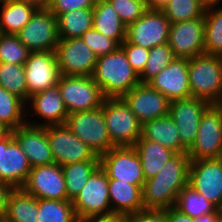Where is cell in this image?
Returning a JSON list of instances; mask_svg holds the SVG:
<instances>
[{
	"label": "cell",
	"mask_w": 222,
	"mask_h": 222,
	"mask_svg": "<svg viewBox=\"0 0 222 222\" xmlns=\"http://www.w3.org/2000/svg\"><path fill=\"white\" fill-rule=\"evenodd\" d=\"M58 87L69 114L96 109L105 99L92 76L61 75Z\"/></svg>",
	"instance_id": "52a82bcc"
},
{
	"label": "cell",
	"mask_w": 222,
	"mask_h": 222,
	"mask_svg": "<svg viewBox=\"0 0 222 222\" xmlns=\"http://www.w3.org/2000/svg\"><path fill=\"white\" fill-rule=\"evenodd\" d=\"M171 22L162 10L147 9L126 29V40L129 43L151 49L168 43Z\"/></svg>",
	"instance_id": "8fae6325"
},
{
	"label": "cell",
	"mask_w": 222,
	"mask_h": 222,
	"mask_svg": "<svg viewBox=\"0 0 222 222\" xmlns=\"http://www.w3.org/2000/svg\"><path fill=\"white\" fill-rule=\"evenodd\" d=\"M55 52L61 75L92 76L98 57L82 38L60 39Z\"/></svg>",
	"instance_id": "4fadbf2b"
},
{
	"label": "cell",
	"mask_w": 222,
	"mask_h": 222,
	"mask_svg": "<svg viewBox=\"0 0 222 222\" xmlns=\"http://www.w3.org/2000/svg\"><path fill=\"white\" fill-rule=\"evenodd\" d=\"M72 204L78 220L113 213L109 200L108 176L100 165L90 175Z\"/></svg>",
	"instance_id": "ba28073f"
},
{
	"label": "cell",
	"mask_w": 222,
	"mask_h": 222,
	"mask_svg": "<svg viewBox=\"0 0 222 222\" xmlns=\"http://www.w3.org/2000/svg\"><path fill=\"white\" fill-rule=\"evenodd\" d=\"M169 0H151V9L161 10Z\"/></svg>",
	"instance_id": "f907efd6"
},
{
	"label": "cell",
	"mask_w": 222,
	"mask_h": 222,
	"mask_svg": "<svg viewBox=\"0 0 222 222\" xmlns=\"http://www.w3.org/2000/svg\"><path fill=\"white\" fill-rule=\"evenodd\" d=\"M141 1H143L148 6V9H151V0H141Z\"/></svg>",
	"instance_id": "db71d44e"
},
{
	"label": "cell",
	"mask_w": 222,
	"mask_h": 222,
	"mask_svg": "<svg viewBox=\"0 0 222 222\" xmlns=\"http://www.w3.org/2000/svg\"><path fill=\"white\" fill-rule=\"evenodd\" d=\"M99 158L100 166L108 179L122 180L137 186L144 185L145 175L142 164L133 146L111 148Z\"/></svg>",
	"instance_id": "7c38bea8"
},
{
	"label": "cell",
	"mask_w": 222,
	"mask_h": 222,
	"mask_svg": "<svg viewBox=\"0 0 222 222\" xmlns=\"http://www.w3.org/2000/svg\"><path fill=\"white\" fill-rule=\"evenodd\" d=\"M127 217L128 222H167L166 209L144 208Z\"/></svg>",
	"instance_id": "ee69618b"
},
{
	"label": "cell",
	"mask_w": 222,
	"mask_h": 222,
	"mask_svg": "<svg viewBox=\"0 0 222 222\" xmlns=\"http://www.w3.org/2000/svg\"><path fill=\"white\" fill-rule=\"evenodd\" d=\"M148 84L170 101L191 97L188 79V59L175 58Z\"/></svg>",
	"instance_id": "603a6c76"
},
{
	"label": "cell",
	"mask_w": 222,
	"mask_h": 222,
	"mask_svg": "<svg viewBox=\"0 0 222 222\" xmlns=\"http://www.w3.org/2000/svg\"><path fill=\"white\" fill-rule=\"evenodd\" d=\"M167 222H194V218L181 213L175 207L166 209Z\"/></svg>",
	"instance_id": "bcb514c9"
},
{
	"label": "cell",
	"mask_w": 222,
	"mask_h": 222,
	"mask_svg": "<svg viewBox=\"0 0 222 222\" xmlns=\"http://www.w3.org/2000/svg\"><path fill=\"white\" fill-rule=\"evenodd\" d=\"M96 0H51L48 9L57 17L76 9L93 8Z\"/></svg>",
	"instance_id": "7bdbcfd3"
},
{
	"label": "cell",
	"mask_w": 222,
	"mask_h": 222,
	"mask_svg": "<svg viewBox=\"0 0 222 222\" xmlns=\"http://www.w3.org/2000/svg\"><path fill=\"white\" fill-rule=\"evenodd\" d=\"M16 1L30 3L36 6L37 8H48L51 3V0H16Z\"/></svg>",
	"instance_id": "681fc988"
},
{
	"label": "cell",
	"mask_w": 222,
	"mask_h": 222,
	"mask_svg": "<svg viewBox=\"0 0 222 222\" xmlns=\"http://www.w3.org/2000/svg\"><path fill=\"white\" fill-rule=\"evenodd\" d=\"M26 102L0 86V122L10 131L26 124Z\"/></svg>",
	"instance_id": "4dcf8cb0"
},
{
	"label": "cell",
	"mask_w": 222,
	"mask_h": 222,
	"mask_svg": "<svg viewBox=\"0 0 222 222\" xmlns=\"http://www.w3.org/2000/svg\"><path fill=\"white\" fill-rule=\"evenodd\" d=\"M140 158L145 180L155 177L176 152L142 136L133 145Z\"/></svg>",
	"instance_id": "4316f807"
},
{
	"label": "cell",
	"mask_w": 222,
	"mask_h": 222,
	"mask_svg": "<svg viewBox=\"0 0 222 222\" xmlns=\"http://www.w3.org/2000/svg\"><path fill=\"white\" fill-rule=\"evenodd\" d=\"M204 15L192 20L171 23L168 44L175 58L191 59L204 52Z\"/></svg>",
	"instance_id": "9a60e30c"
},
{
	"label": "cell",
	"mask_w": 222,
	"mask_h": 222,
	"mask_svg": "<svg viewBox=\"0 0 222 222\" xmlns=\"http://www.w3.org/2000/svg\"><path fill=\"white\" fill-rule=\"evenodd\" d=\"M203 0H169L161 9L171 23L192 20L205 15Z\"/></svg>",
	"instance_id": "8d00e7d4"
},
{
	"label": "cell",
	"mask_w": 222,
	"mask_h": 222,
	"mask_svg": "<svg viewBox=\"0 0 222 222\" xmlns=\"http://www.w3.org/2000/svg\"><path fill=\"white\" fill-rule=\"evenodd\" d=\"M38 222H78L70 200L37 199Z\"/></svg>",
	"instance_id": "836d02e7"
},
{
	"label": "cell",
	"mask_w": 222,
	"mask_h": 222,
	"mask_svg": "<svg viewBox=\"0 0 222 222\" xmlns=\"http://www.w3.org/2000/svg\"><path fill=\"white\" fill-rule=\"evenodd\" d=\"M141 136L176 153H187L188 149L181 143L175 122L169 115L144 122Z\"/></svg>",
	"instance_id": "d4e9b609"
},
{
	"label": "cell",
	"mask_w": 222,
	"mask_h": 222,
	"mask_svg": "<svg viewBox=\"0 0 222 222\" xmlns=\"http://www.w3.org/2000/svg\"><path fill=\"white\" fill-rule=\"evenodd\" d=\"M0 28L2 34L16 35L38 9L36 6L16 0H0Z\"/></svg>",
	"instance_id": "83f0119b"
},
{
	"label": "cell",
	"mask_w": 222,
	"mask_h": 222,
	"mask_svg": "<svg viewBox=\"0 0 222 222\" xmlns=\"http://www.w3.org/2000/svg\"><path fill=\"white\" fill-rule=\"evenodd\" d=\"M84 43L89 46L97 57L114 52L119 45L94 28L87 30L82 36Z\"/></svg>",
	"instance_id": "60d3db41"
},
{
	"label": "cell",
	"mask_w": 222,
	"mask_h": 222,
	"mask_svg": "<svg viewBox=\"0 0 222 222\" xmlns=\"http://www.w3.org/2000/svg\"><path fill=\"white\" fill-rule=\"evenodd\" d=\"M30 170L27 156L9 131L0 139V182L12 189L22 188Z\"/></svg>",
	"instance_id": "ac0fdd59"
},
{
	"label": "cell",
	"mask_w": 222,
	"mask_h": 222,
	"mask_svg": "<svg viewBox=\"0 0 222 222\" xmlns=\"http://www.w3.org/2000/svg\"><path fill=\"white\" fill-rule=\"evenodd\" d=\"M60 39L81 38L93 28V8L76 9L57 16Z\"/></svg>",
	"instance_id": "f546056e"
},
{
	"label": "cell",
	"mask_w": 222,
	"mask_h": 222,
	"mask_svg": "<svg viewBox=\"0 0 222 222\" xmlns=\"http://www.w3.org/2000/svg\"><path fill=\"white\" fill-rule=\"evenodd\" d=\"M103 113L111 143L115 147L133 146L141 137L142 123L121 98H105Z\"/></svg>",
	"instance_id": "277c9868"
},
{
	"label": "cell",
	"mask_w": 222,
	"mask_h": 222,
	"mask_svg": "<svg viewBox=\"0 0 222 222\" xmlns=\"http://www.w3.org/2000/svg\"><path fill=\"white\" fill-rule=\"evenodd\" d=\"M188 185L222 210V157L191 160Z\"/></svg>",
	"instance_id": "5bb4252c"
},
{
	"label": "cell",
	"mask_w": 222,
	"mask_h": 222,
	"mask_svg": "<svg viewBox=\"0 0 222 222\" xmlns=\"http://www.w3.org/2000/svg\"><path fill=\"white\" fill-rule=\"evenodd\" d=\"M142 188L122 180L108 179L112 212L128 216L144 209Z\"/></svg>",
	"instance_id": "cb8c5ba5"
},
{
	"label": "cell",
	"mask_w": 222,
	"mask_h": 222,
	"mask_svg": "<svg viewBox=\"0 0 222 222\" xmlns=\"http://www.w3.org/2000/svg\"><path fill=\"white\" fill-rule=\"evenodd\" d=\"M209 102L201 98L189 97L186 99L172 100L169 116L175 122L181 143L189 149L197 136L200 118Z\"/></svg>",
	"instance_id": "ffe728a7"
},
{
	"label": "cell",
	"mask_w": 222,
	"mask_h": 222,
	"mask_svg": "<svg viewBox=\"0 0 222 222\" xmlns=\"http://www.w3.org/2000/svg\"><path fill=\"white\" fill-rule=\"evenodd\" d=\"M188 79L191 97L216 104L222 99V57L203 53L188 59Z\"/></svg>",
	"instance_id": "3957f363"
},
{
	"label": "cell",
	"mask_w": 222,
	"mask_h": 222,
	"mask_svg": "<svg viewBox=\"0 0 222 222\" xmlns=\"http://www.w3.org/2000/svg\"><path fill=\"white\" fill-rule=\"evenodd\" d=\"M93 28L113 39L119 46L126 40L127 26L108 0H96L93 7Z\"/></svg>",
	"instance_id": "484cf974"
},
{
	"label": "cell",
	"mask_w": 222,
	"mask_h": 222,
	"mask_svg": "<svg viewBox=\"0 0 222 222\" xmlns=\"http://www.w3.org/2000/svg\"><path fill=\"white\" fill-rule=\"evenodd\" d=\"M216 105L219 107V109H220L221 112H222V99L219 100V101L216 103Z\"/></svg>",
	"instance_id": "9f6ffc18"
},
{
	"label": "cell",
	"mask_w": 222,
	"mask_h": 222,
	"mask_svg": "<svg viewBox=\"0 0 222 222\" xmlns=\"http://www.w3.org/2000/svg\"><path fill=\"white\" fill-rule=\"evenodd\" d=\"M0 86L27 102L28 89L24 64L0 62Z\"/></svg>",
	"instance_id": "d590c367"
},
{
	"label": "cell",
	"mask_w": 222,
	"mask_h": 222,
	"mask_svg": "<svg viewBox=\"0 0 222 222\" xmlns=\"http://www.w3.org/2000/svg\"><path fill=\"white\" fill-rule=\"evenodd\" d=\"M122 98L142 124L169 115L171 101L148 83L137 84Z\"/></svg>",
	"instance_id": "d6986e66"
},
{
	"label": "cell",
	"mask_w": 222,
	"mask_h": 222,
	"mask_svg": "<svg viewBox=\"0 0 222 222\" xmlns=\"http://www.w3.org/2000/svg\"><path fill=\"white\" fill-rule=\"evenodd\" d=\"M174 207L192 218L213 213L217 210L211 202L189 185H186L179 193Z\"/></svg>",
	"instance_id": "e575fe53"
},
{
	"label": "cell",
	"mask_w": 222,
	"mask_h": 222,
	"mask_svg": "<svg viewBox=\"0 0 222 222\" xmlns=\"http://www.w3.org/2000/svg\"><path fill=\"white\" fill-rule=\"evenodd\" d=\"M29 106V107H28ZM26 112H32V115L39 116L40 121L26 119L27 124L33 126H49L65 124L68 116V111L64 105L58 85L43 90L40 93L29 97L26 102ZM44 119V120H43Z\"/></svg>",
	"instance_id": "44dd1931"
},
{
	"label": "cell",
	"mask_w": 222,
	"mask_h": 222,
	"mask_svg": "<svg viewBox=\"0 0 222 222\" xmlns=\"http://www.w3.org/2000/svg\"><path fill=\"white\" fill-rule=\"evenodd\" d=\"M0 222H12V221H10L8 218H6V217L4 216V217H1V218H0Z\"/></svg>",
	"instance_id": "11a10c76"
},
{
	"label": "cell",
	"mask_w": 222,
	"mask_h": 222,
	"mask_svg": "<svg viewBox=\"0 0 222 222\" xmlns=\"http://www.w3.org/2000/svg\"><path fill=\"white\" fill-rule=\"evenodd\" d=\"M100 165V160H86L61 166L67 192V200L73 201L82 191L88 178Z\"/></svg>",
	"instance_id": "1f68e13d"
},
{
	"label": "cell",
	"mask_w": 222,
	"mask_h": 222,
	"mask_svg": "<svg viewBox=\"0 0 222 222\" xmlns=\"http://www.w3.org/2000/svg\"><path fill=\"white\" fill-rule=\"evenodd\" d=\"M190 162L187 153H176L155 177L145 180L142 188L144 208L174 207L177 196L188 185Z\"/></svg>",
	"instance_id": "6da1fadb"
},
{
	"label": "cell",
	"mask_w": 222,
	"mask_h": 222,
	"mask_svg": "<svg viewBox=\"0 0 222 222\" xmlns=\"http://www.w3.org/2000/svg\"><path fill=\"white\" fill-rule=\"evenodd\" d=\"M65 124L99 157L115 147L108 134L103 103L93 110L68 114Z\"/></svg>",
	"instance_id": "5b68a950"
},
{
	"label": "cell",
	"mask_w": 222,
	"mask_h": 222,
	"mask_svg": "<svg viewBox=\"0 0 222 222\" xmlns=\"http://www.w3.org/2000/svg\"><path fill=\"white\" fill-rule=\"evenodd\" d=\"M31 51H55L60 40L57 17L48 8H38L16 34Z\"/></svg>",
	"instance_id": "9c48e42d"
},
{
	"label": "cell",
	"mask_w": 222,
	"mask_h": 222,
	"mask_svg": "<svg viewBox=\"0 0 222 222\" xmlns=\"http://www.w3.org/2000/svg\"><path fill=\"white\" fill-rule=\"evenodd\" d=\"M92 77L105 98H121L141 83L140 76L120 46L114 52L97 58Z\"/></svg>",
	"instance_id": "7a4b0ae2"
},
{
	"label": "cell",
	"mask_w": 222,
	"mask_h": 222,
	"mask_svg": "<svg viewBox=\"0 0 222 222\" xmlns=\"http://www.w3.org/2000/svg\"><path fill=\"white\" fill-rule=\"evenodd\" d=\"M29 97L58 85L61 73L55 51L30 52L24 63Z\"/></svg>",
	"instance_id": "2e32d148"
},
{
	"label": "cell",
	"mask_w": 222,
	"mask_h": 222,
	"mask_svg": "<svg viewBox=\"0 0 222 222\" xmlns=\"http://www.w3.org/2000/svg\"><path fill=\"white\" fill-rule=\"evenodd\" d=\"M5 217L12 222H38L37 199L22 188L12 189L7 198Z\"/></svg>",
	"instance_id": "f1b7e54d"
},
{
	"label": "cell",
	"mask_w": 222,
	"mask_h": 222,
	"mask_svg": "<svg viewBox=\"0 0 222 222\" xmlns=\"http://www.w3.org/2000/svg\"><path fill=\"white\" fill-rule=\"evenodd\" d=\"M187 154L190 160L222 157V112L216 104H210L202 114L196 139Z\"/></svg>",
	"instance_id": "8992f818"
},
{
	"label": "cell",
	"mask_w": 222,
	"mask_h": 222,
	"mask_svg": "<svg viewBox=\"0 0 222 222\" xmlns=\"http://www.w3.org/2000/svg\"><path fill=\"white\" fill-rule=\"evenodd\" d=\"M10 130L0 122V139L3 138Z\"/></svg>",
	"instance_id": "f5cc1de1"
},
{
	"label": "cell",
	"mask_w": 222,
	"mask_h": 222,
	"mask_svg": "<svg viewBox=\"0 0 222 222\" xmlns=\"http://www.w3.org/2000/svg\"><path fill=\"white\" fill-rule=\"evenodd\" d=\"M14 139L27 156L31 167L55 163L46 134V126L24 124L11 130Z\"/></svg>",
	"instance_id": "7402d4cb"
},
{
	"label": "cell",
	"mask_w": 222,
	"mask_h": 222,
	"mask_svg": "<svg viewBox=\"0 0 222 222\" xmlns=\"http://www.w3.org/2000/svg\"><path fill=\"white\" fill-rule=\"evenodd\" d=\"M174 59L168 43L151 48L145 68L139 75L141 83H148Z\"/></svg>",
	"instance_id": "74e56055"
},
{
	"label": "cell",
	"mask_w": 222,
	"mask_h": 222,
	"mask_svg": "<svg viewBox=\"0 0 222 222\" xmlns=\"http://www.w3.org/2000/svg\"><path fill=\"white\" fill-rule=\"evenodd\" d=\"M204 18V52L222 57V5L207 6Z\"/></svg>",
	"instance_id": "d6a6232c"
},
{
	"label": "cell",
	"mask_w": 222,
	"mask_h": 222,
	"mask_svg": "<svg viewBox=\"0 0 222 222\" xmlns=\"http://www.w3.org/2000/svg\"><path fill=\"white\" fill-rule=\"evenodd\" d=\"M194 222H222V210L217 209L213 213L195 217Z\"/></svg>",
	"instance_id": "c3c4849f"
},
{
	"label": "cell",
	"mask_w": 222,
	"mask_h": 222,
	"mask_svg": "<svg viewBox=\"0 0 222 222\" xmlns=\"http://www.w3.org/2000/svg\"><path fill=\"white\" fill-rule=\"evenodd\" d=\"M46 134L54 161L60 166L86 160H100L66 124L46 126Z\"/></svg>",
	"instance_id": "30bf717a"
},
{
	"label": "cell",
	"mask_w": 222,
	"mask_h": 222,
	"mask_svg": "<svg viewBox=\"0 0 222 222\" xmlns=\"http://www.w3.org/2000/svg\"><path fill=\"white\" fill-rule=\"evenodd\" d=\"M203 2L207 5V6H220V3L222 2V0H203Z\"/></svg>",
	"instance_id": "816d5d0a"
},
{
	"label": "cell",
	"mask_w": 222,
	"mask_h": 222,
	"mask_svg": "<svg viewBox=\"0 0 222 222\" xmlns=\"http://www.w3.org/2000/svg\"><path fill=\"white\" fill-rule=\"evenodd\" d=\"M11 190L9 185L0 182V218L5 216L6 202Z\"/></svg>",
	"instance_id": "7dc6e473"
},
{
	"label": "cell",
	"mask_w": 222,
	"mask_h": 222,
	"mask_svg": "<svg viewBox=\"0 0 222 222\" xmlns=\"http://www.w3.org/2000/svg\"><path fill=\"white\" fill-rule=\"evenodd\" d=\"M120 47L124 50L130 65L137 72V74L140 75L147 63L149 49L129 43L127 40H125Z\"/></svg>",
	"instance_id": "b9f144b4"
},
{
	"label": "cell",
	"mask_w": 222,
	"mask_h": 222,
	"mask_svg": "<svg viewBox=\"0 0 222 222\" xmlns=\"http://www.w3.org/2000/svg\"><path fill=\"white\" fill-rule=\"evenodd\" d=\"M30 50L19 40L17 35L2 34L0 37V62L24 64Z\"/></svg>",
	"instance_id": "f35d334b"
},
{
	"label": "cell",
	"mask_w": 222,
	"mask_h": 222,
	"mask_svg": "<svg viewBox=\"0 0 222 222\" xmlns=\"http://www.w3.org/2000/svg\"><path fill=\"white\" fill-rule=\"evenodd\" d=\"M22 189L36 199L67 200L64 174L56 163L31 167Z\"/></svg>",
	"instance_id": "e0dca14e"
},
{
	"label": "cell",
	"mask_w": 222,
	"mask_h": 222,
	"mask_svg": "<svg viewBox=\"0 0 222 222\" xmlns=\"http://www.w3.org/2000/svg\"><path fill=\"white\" fill-rule=\"evenodd\" d=\"M108 1L126 26L139 19L148 9V6L141 0Z\"/></svg>",
	"instance_id": "ab89813d"
},
{
	"label": "cell",
	"mask_w": 222,
	"mask_h": 222,
	"mask_svg": "<svg viewBox=\"0 0 222 222\" xmlns=\"http://www.w3.org/2000/svg\"><path fill=\"white\" fill-rule=\"evenodd\" d=\"M78 222H128V217L123 214H108V215H101V216H94V217H87Z\"/></svg>",
	"instance_id": "f6af8a7d"
}]
</instances>
